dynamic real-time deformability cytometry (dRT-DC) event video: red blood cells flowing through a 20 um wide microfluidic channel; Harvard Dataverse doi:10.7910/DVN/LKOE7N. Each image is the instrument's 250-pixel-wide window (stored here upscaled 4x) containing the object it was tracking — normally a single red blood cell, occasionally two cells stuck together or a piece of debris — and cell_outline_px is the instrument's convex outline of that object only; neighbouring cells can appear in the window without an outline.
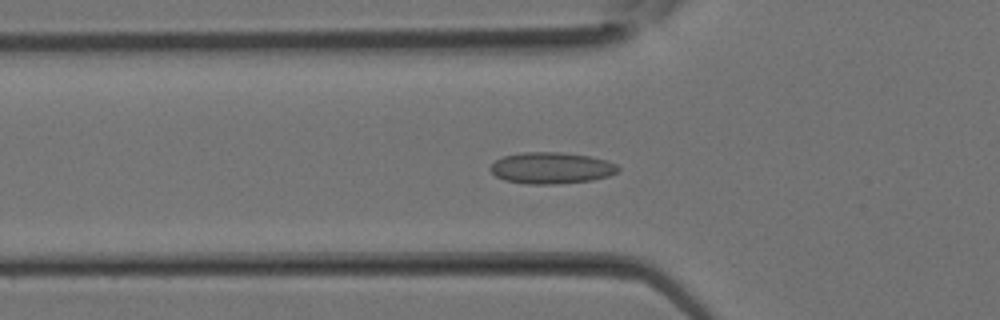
{"species": "Egyptian fruit bat (a non-hibernating species)", "species_latin": "Rousettus aegyptiacus", "temperature_condition": "room temperature", "stored_images_in_passage": 11, "camera_frame_rate_fps": 3000, "um_per_image_px": 0.085, "animal": {"sex": "female"}, "frame": {"image": 1, "passage_image": 10, "time_ms": 3.0, "image_size_px": [1000, 320], "cell_outline_px": [[620, 168], [616, 172], [608, 176], [592, 180], [556, 184], [528, 184], [504, 180], [496, 176], [488, 168], [496, 160], [504, 156], [524, 152], [560, 152], [588, 156], [608, 160], [616, 164]], "centroid_in_image_um": [46.86, 14.28], "position_along_channel_um": 78.9, "area_um2": 23.35}}